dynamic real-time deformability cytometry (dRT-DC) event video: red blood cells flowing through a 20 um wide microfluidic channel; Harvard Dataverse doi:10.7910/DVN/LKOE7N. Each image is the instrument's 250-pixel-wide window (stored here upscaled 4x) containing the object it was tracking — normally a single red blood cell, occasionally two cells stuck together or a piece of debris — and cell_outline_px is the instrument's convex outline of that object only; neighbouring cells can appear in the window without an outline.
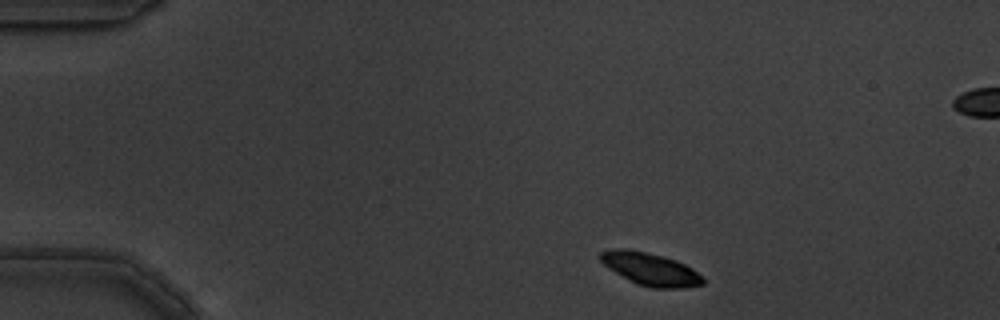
{"species": "common noctule bat (a hibernating species)", "species_latin": "Nyctalus noctula", "temperature_condition": "warm", "stored_images_in_passage": 13, "camera_frame_rate_fps": 3000, "um_per_image_px": 0.085, "animal": {"sex": "male", "body_mass_g": 19.5, "forearm_length_mm": 54.6}, "frame": {"image": 1, "passage_image": 1, "time_ms": 0.0, "image_size_px": [1000, 320], "cell_outline_px": [[704, 284], [684, 288], [652, 288], [636, 284], [608, 268], [600, 260], [600, 252], [612, 248], [628, 248], [676, 260], [692, 268], [704, 276]], "centroid_in_image_um": [55.3, 22.88], "position_along_channel_um": 29.7, "area_um2": 19.54}}
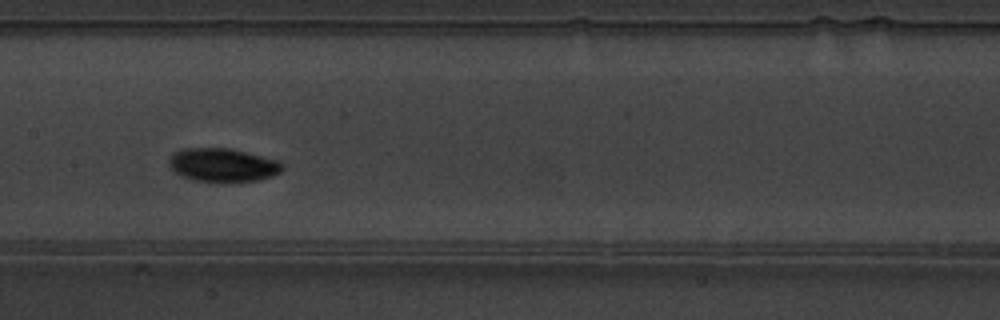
{"frame": {"image": 2, "passage_image": 6, "time_ms": 1.667, "image_size_px": [1000, 320], "cell_outline_px": [[284, 168], [280, 172], [272, 176], [260, 180], [192, 180], [180, 176], [168, 164], [168, 160], [172, 152], [184, 148], [228, 148], [280, 160], [284, 164]], "centroid_in_image_um": [18.93, 14.0], "position_along_channel_um": 188.5, "area_um2": 21.91}}
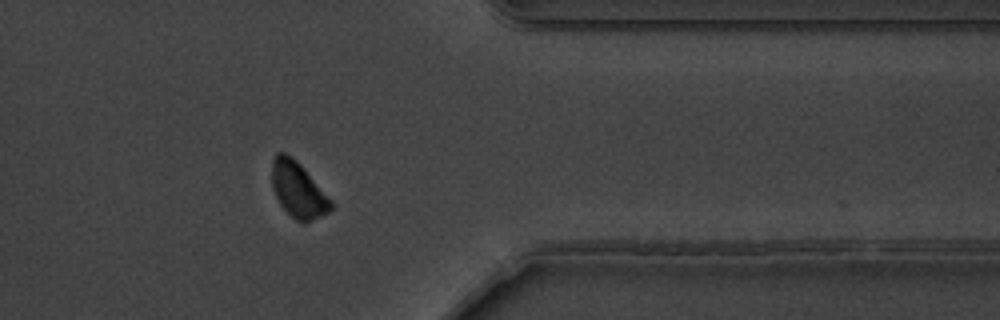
{"frame": {"image": 3, "passage_image": 11, "time_ms": 3.333, "image_size_px": [1000, 320], "cell_outline_px": [[332, 208], [328, 212], [304, 224], [296, 220], [280, 204], [272, 188], [272, 160], [276, 152], [284, 152], [292, 156], [300, 164], [332, 200]], "centroid_in_image_um": [25.33, 16.12], "position_along_channel_um": 386.1, "area_um2": 19.02}}